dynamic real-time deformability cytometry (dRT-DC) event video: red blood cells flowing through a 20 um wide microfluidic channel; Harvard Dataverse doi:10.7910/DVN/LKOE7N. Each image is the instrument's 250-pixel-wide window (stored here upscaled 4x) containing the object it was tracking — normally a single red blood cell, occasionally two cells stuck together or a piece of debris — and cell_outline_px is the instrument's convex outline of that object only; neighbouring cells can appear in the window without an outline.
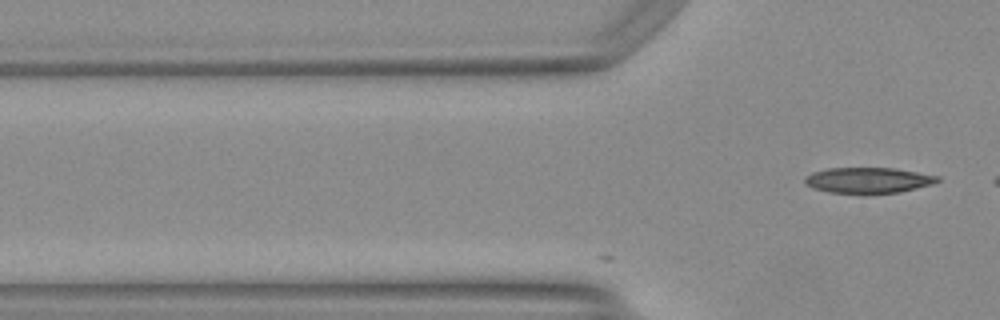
{"species": "Egyptian fruit bat (a non-hibernating species)", "species_latin": "Rousettus aegyptiacus", "temperature_condition": "warm", "stored_images_in_passage": 5, "camera_frame_rate_fps": 3000, "um_per_image_px": 0.085, "animal": {"sex": "female"}, "frame": {"image": 1, "passage_image": 5, "time_ms": 1.333, "image_size_px": [1000, 320], "cell_outline_px": [[940, 180], [932, 184], [900, 192], [864, 196], [828, 192], [812, 188], [804, 184], [804, 176], [812, 172], [828, 168], [896, 168], [940, 176]], "centroid_in_image_um": [73.75, 15.35], "position_along_channel_um": 52.0, "area_um2": 20.69}}